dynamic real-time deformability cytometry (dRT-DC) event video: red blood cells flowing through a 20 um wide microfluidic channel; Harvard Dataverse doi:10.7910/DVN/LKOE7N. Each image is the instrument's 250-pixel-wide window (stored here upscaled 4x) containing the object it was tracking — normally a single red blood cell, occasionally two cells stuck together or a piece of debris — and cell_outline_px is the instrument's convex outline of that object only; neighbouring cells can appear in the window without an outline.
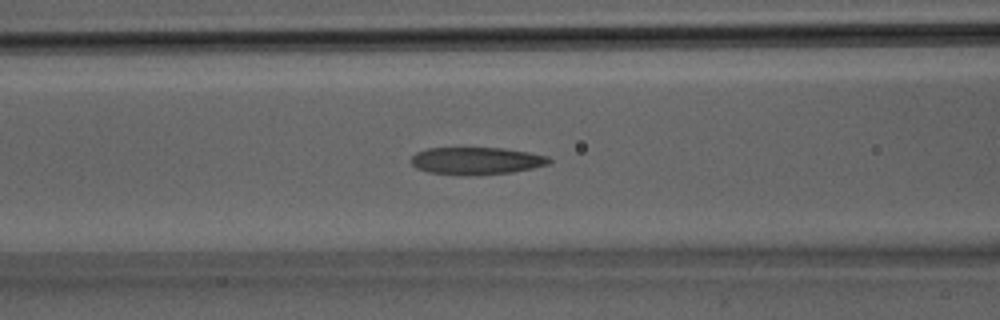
{"species": "Egyptian fruit bat (a non-hibernating species)", "species_latin": "Rousettus aegyptiacus", "temperature_condition": "room temperature", "stored_images_in_passage": 28, "camera_frame_rate_fps": 3000, "um_per_image_px": 0.085, "animal": {"sex": "male"}, "frame": {"image": 1, "passage_image": 12, "time_ms": 3.667, "image_size_px": [1000, 320], "cell_outline_px": [[552, 160], [548, 164], [532, 168], [512, 172], [480, 176], [460, 176], [428, 172], [416, 168], [408, 160], [416, 152], [428, 148], [504, 148], [528, 152], [548, 156]], "centroid_in_image_um": [40.45, 13.69], "position_along_channel_um": 126.1, "area_um2": 22.43}}
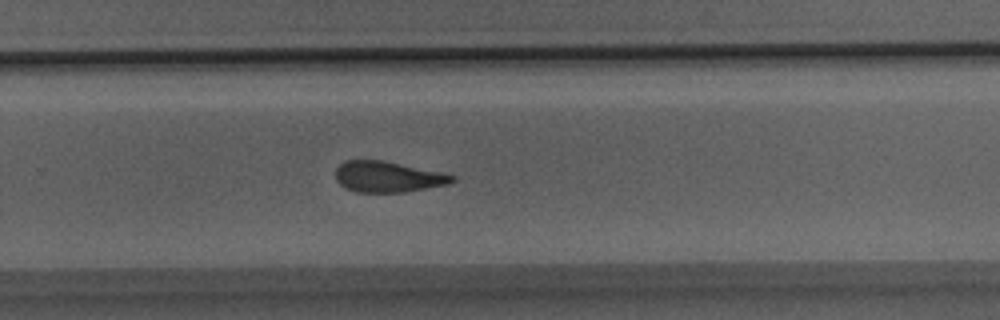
{"frame": {"image": 2, "passage_image": 20, "time_ms": 6.333, "image_size_px": [1000, 320], "cell_outline_px": [[456, 180], [448, 184], [404, 192], [356, 192], [344, 188], [336, 180], [336, 168], [344, 160], [384, 160], [444, 172], [456, 176]], "centroid_in_image_um": [32.98, 15.02], "position_along_channel_um": 296.8, "area_um2": 21.21}}
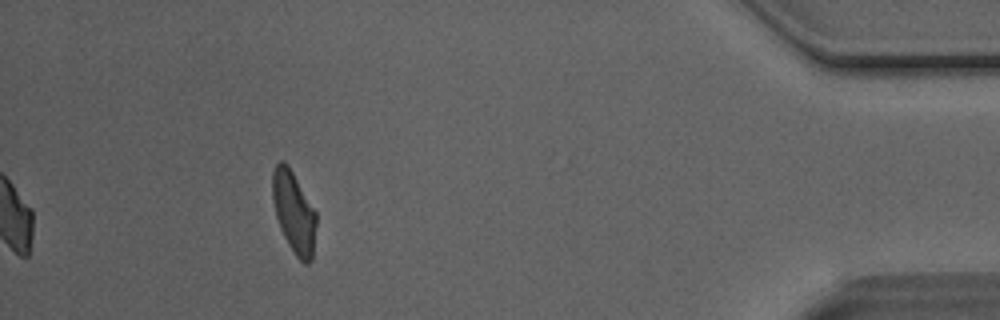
{"frame": {"image": 3, "passage_image": 28, "time_ms": 9.0, "image_size_px": [1000, 320], "cell_outline_px": [[316, 224], [312, 260], [308, 264], [304, 264], [296, 256], [288, 244], [280, 228], [276, 216], [272, 200], [272, 172], [276, 164], [280, 160], [284, 160], [288, 164], [316, 212]], "centroid_in_image_um": [24.97, 18.02], "position_along_channel_um": 410.2, "area_um2": 20.87}}